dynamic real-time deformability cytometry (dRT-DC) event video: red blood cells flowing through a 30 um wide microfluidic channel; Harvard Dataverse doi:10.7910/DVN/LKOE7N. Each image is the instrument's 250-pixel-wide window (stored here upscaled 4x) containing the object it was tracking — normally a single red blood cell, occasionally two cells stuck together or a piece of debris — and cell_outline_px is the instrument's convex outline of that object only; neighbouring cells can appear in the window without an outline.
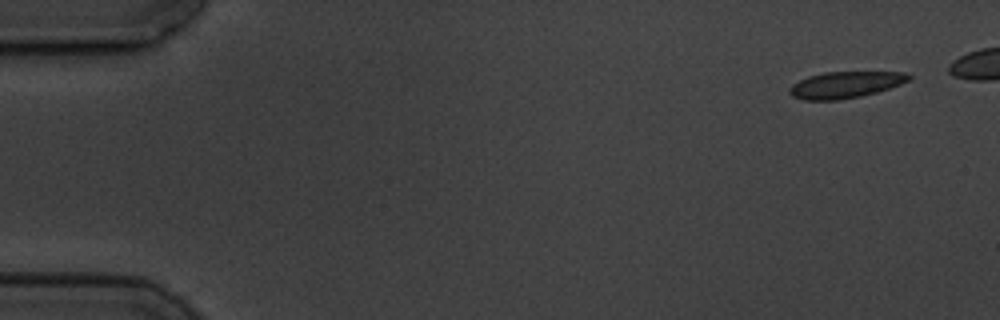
{"species": "common noctule bat (a hibernating species)", "species_latin": "Nyctalus noctula", "temperature_condition": "cold", "stored_images_in_passage": 6, "camera_frame_rate_fps": 3000, "um_per_image_px": 0.085, "animal": {"sex": "male", "body_mass_g": 19.5, "forearm_length_mm": 54.6}, "frame": {"image": 1, "passage_image": 1, "time_ms": 0.0, "image_size_px": [1000, 320], "cell_outline_px": [[912, 76], [908, 80], [900, 84], [876, 92], [860, 96], [840, 100], [804, 100], [792, 96], [788, 92], [788, 88], [792, 84], [808, 76], [824, 72], [904, 72]], "centroid_in_image_um": [71.8, 7.21], "position_along_channel_um": 13.2, "area_um2": 18.32}}